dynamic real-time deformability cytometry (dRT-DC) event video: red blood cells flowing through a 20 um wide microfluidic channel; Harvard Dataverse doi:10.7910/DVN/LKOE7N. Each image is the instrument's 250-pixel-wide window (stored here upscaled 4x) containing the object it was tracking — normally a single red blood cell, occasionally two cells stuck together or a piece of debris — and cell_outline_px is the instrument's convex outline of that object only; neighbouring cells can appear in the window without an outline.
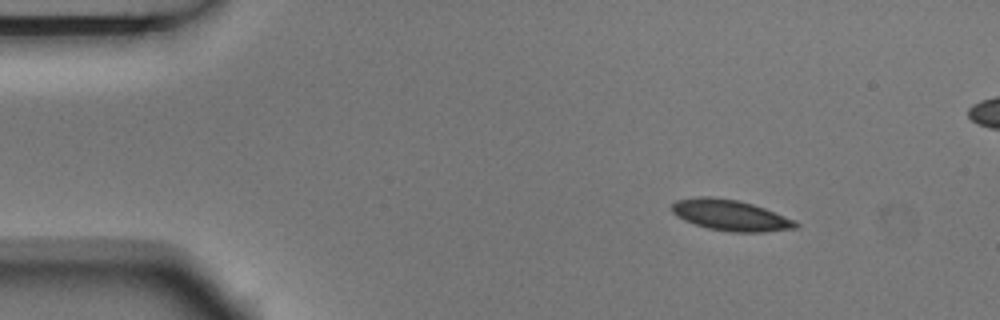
{"species": "Egyptian fruit bat (a non-hibernating species)", "species_latin": "Rousettus aegyptiacus", "temperature_condition": "room temperature", "stored_images_in_passage": 5, "camera_frame_rate_fps": 3000, "um_per_image_px": 0.085, "animal": {"sex": "male"}, "frame": {"image": 1, "passage_image": 2, "time_ms": 0.333, "image_size_px": [1000, 320], "cell_outline_px": [[800, 224], [796, 228], [764, 232], [732, 232], [708, 228], [684, 220], [676, 216], [672, 212], [672, 204], [676, 200], [696, 196], [708, 196], [736, 200], [752, 204], [764, 208], [796, 220]], "centroid_in_image_um": [62.09, 18.29], "position_along_channel_um": 22.9, "area_um2": 22.25}}